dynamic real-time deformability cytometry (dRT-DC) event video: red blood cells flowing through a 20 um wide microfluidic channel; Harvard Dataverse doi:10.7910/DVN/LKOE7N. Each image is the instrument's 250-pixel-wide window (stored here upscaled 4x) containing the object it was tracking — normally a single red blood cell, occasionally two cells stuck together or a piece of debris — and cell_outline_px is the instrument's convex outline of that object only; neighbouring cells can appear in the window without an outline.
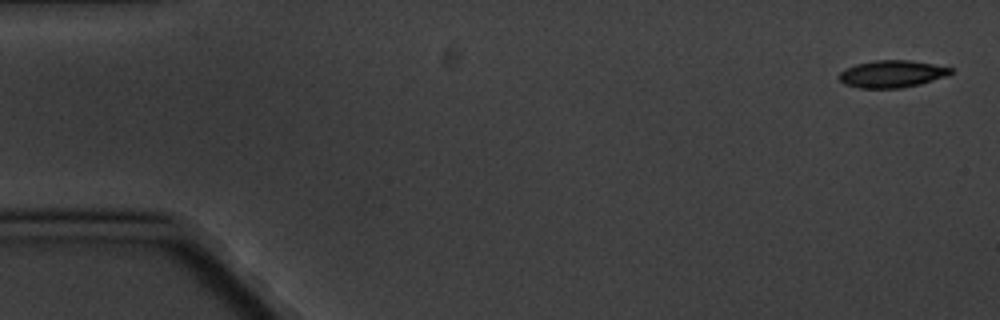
{"species": "common noctule bat (a hibernating species)", "species_latin": "Nyctalus noctula", "temperature_condition": "cold", "stored_images_in_passage": 4, "camera_frame_rate_fps": 3000, "um_per_image_px": 0.085, "animal": {"sex": "male", "body_mass_g": 20.1, "forearm_length_mm": 53.5}, "frame": {"image": 1, "passage_image": 1, "time_ms": 0.0, "image_size_px": [1000, 320], "cell_outline_px": [[952, 72], [948, 76], [920, 84], [900, 88], [860, 88], [844, 84], [836, 76], [844, 68], [856, 64], [876, 60], [908, 60], [932, 64], [952, 68]], "centroid_in_image_um": [75.78, 6.29], "position_along_channel_um": 9.2, "area_um2": 17.74}}